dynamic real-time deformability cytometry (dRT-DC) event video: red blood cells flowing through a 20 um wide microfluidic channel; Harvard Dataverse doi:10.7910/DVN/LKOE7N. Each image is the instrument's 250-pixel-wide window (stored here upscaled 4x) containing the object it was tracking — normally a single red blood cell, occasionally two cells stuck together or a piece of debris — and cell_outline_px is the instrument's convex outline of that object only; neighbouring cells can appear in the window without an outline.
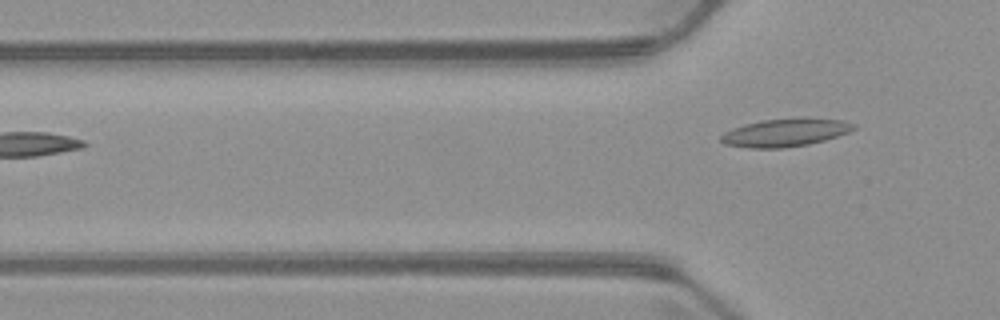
{"species": "common noctule bat (a hibernating species)", "species_latin": "Nyctalus noctula", "temperature_condition": "warm", "stored_images_in_passage": 3, "camera_frame_rate_fps": 3000, "um_per_image_px": 0.085, "animal": {"sex": "male", "body_mass_g": 23.1, "forearm_length_mm": 52.7}, "frame": {"image": 1, "passage_image": 3, "time_ms": 3.333, "image_size_px": [1000, 320], "cell_outline_px": [[856, 128], [848, 132], [824, 140], [808, 144], [784, 148], [748, 148], [724, 144], [720, 140], [720, 136], [724, 132], [732, 128], [744, 124], [760, 120], [800, 116], [804, 116], [844, 120], [856, 124]], "centroid_in_image_um": [66.75, 11.24], "position_along_channel_um": 59.0, "area_um2": 22.2}}